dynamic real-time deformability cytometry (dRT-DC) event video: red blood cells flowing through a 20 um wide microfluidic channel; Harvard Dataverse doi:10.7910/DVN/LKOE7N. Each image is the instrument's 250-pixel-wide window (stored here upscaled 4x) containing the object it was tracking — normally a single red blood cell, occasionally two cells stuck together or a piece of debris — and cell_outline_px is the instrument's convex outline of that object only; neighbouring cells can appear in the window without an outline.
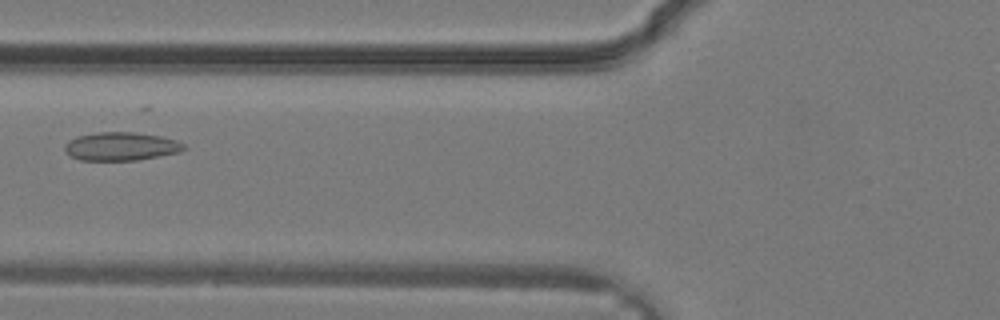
{"species": "common noctule bat (a hibernating species)", "species_latin": "Nyctalus noctula", "temperature_condition": "warm", "stored_images_in_passage": 34, "camera_frame_rate_fps": 3000, "um_per_image_px": 0.085, "animal": {"sex": "male", "body_mass_g": 19.2, "forearm_length_mm": 51.8}, "frame": {"image": 1, "passage_image": 14, "time_ms": 4.333, "image_size_px": [1000, 320], "cell_outline_px": [[188, 148], [180, 152], [136, 160], [80, 160], [72, 156], [64, 148], [64, 144], [68, 140], [76, 136], [96, 132], [132, 132], [160, 136], [176, 140], [184, 144]], "centroid_in_image_um": [10.29, 12.43], "position_along_channel_um": 115.5, "area_um2": 19.65}}
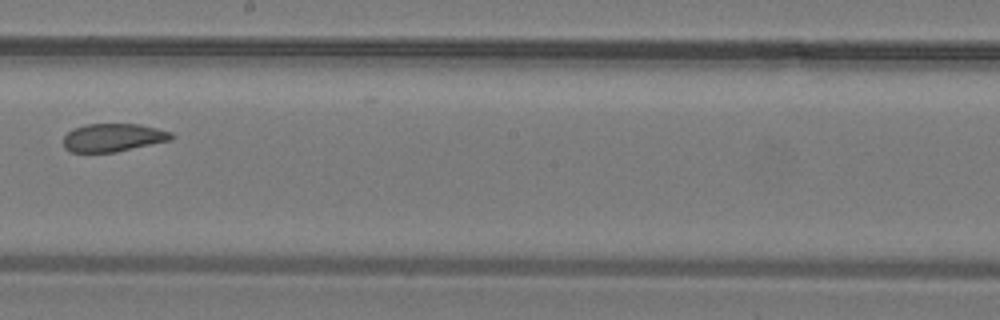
{"frame": {"image": 2, "passage_image": 20, "time_ms": 6.333, "image_size_px": [1000, 320], "cell_outline_px": [[176, 136], [172, 140], [116, 152], [68, 152], [64, 148], [64, 136], [72, 128], [84, 124], [140, 124], [172, 132]], "centroid_in_image_um": [9.62, 11.69], "position_along_channel_um": 238.6, "area_um2": 17.92}}
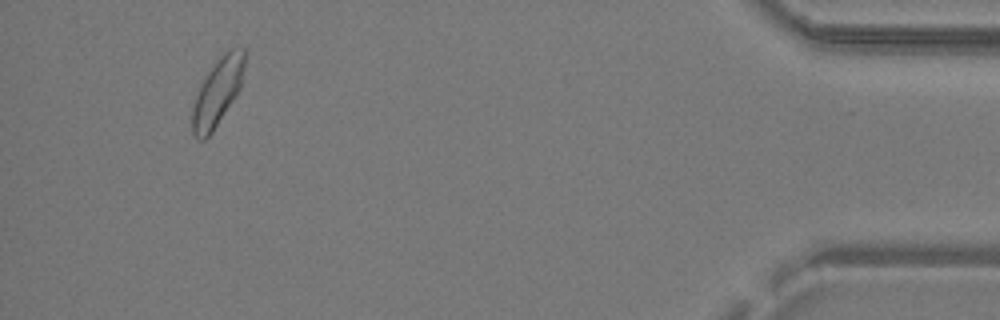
{"frame": {"image": 3, "passage_image": 32, "time_ms": 10.333, "image_size_px": [1000, 320], "cell_outline_px": [[244, 68], [240, 88], [212, 132], [204, 140], [200, 140], [192, 132], [192, 112], [196, 96], [200, 84], [216, 60], [228, 48], [244, 48]], "centroid_in_image_um": [18.48, 7.8], "position_along_channel_um": 416.7, "area_um2": 20.11}}